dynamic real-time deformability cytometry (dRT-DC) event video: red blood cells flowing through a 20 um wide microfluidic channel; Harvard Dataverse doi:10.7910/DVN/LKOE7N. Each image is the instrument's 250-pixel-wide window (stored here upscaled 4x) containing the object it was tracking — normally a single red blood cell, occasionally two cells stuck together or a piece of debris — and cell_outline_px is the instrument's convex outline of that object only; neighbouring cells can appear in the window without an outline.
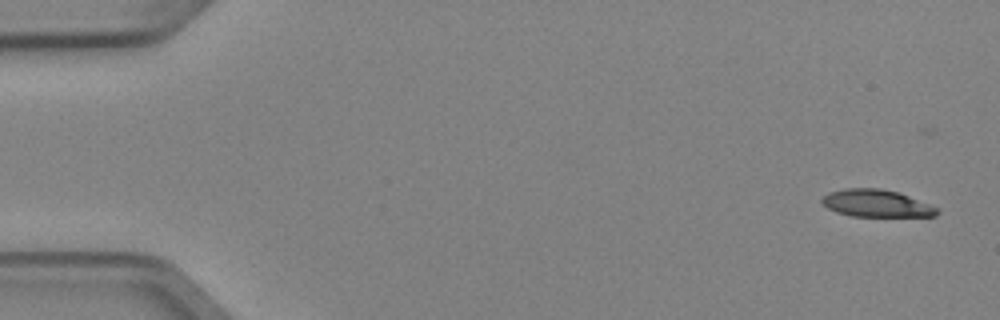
{"species": "Egyptian fruit bat (a non-hibernating species)", "species_latin": "Rousettus aegyptiacus", "temperature_condition": "cold", "stored_images_in_passage": 5, "camera_frame_rate_fps": 3000, "um_per_image_px": 0.085, "animal": {"sex": "female"}, "frame": {"image": 1, "passage_image": 1, "time_ms": 0.0, "image_size_px": [1000, 320], "cell_outline_px": [[940, 212], [936, 216], [852, 216], [836, 212], [828, 208], [820, 200], [828, 192], [844, 188], [880, 188], [896, 192], [908, 196], [940, 208]], "centroid_in_image_um": [74.49, 17.28], "position_along_channel_um": 10.5, "area_um2": 18.26}}